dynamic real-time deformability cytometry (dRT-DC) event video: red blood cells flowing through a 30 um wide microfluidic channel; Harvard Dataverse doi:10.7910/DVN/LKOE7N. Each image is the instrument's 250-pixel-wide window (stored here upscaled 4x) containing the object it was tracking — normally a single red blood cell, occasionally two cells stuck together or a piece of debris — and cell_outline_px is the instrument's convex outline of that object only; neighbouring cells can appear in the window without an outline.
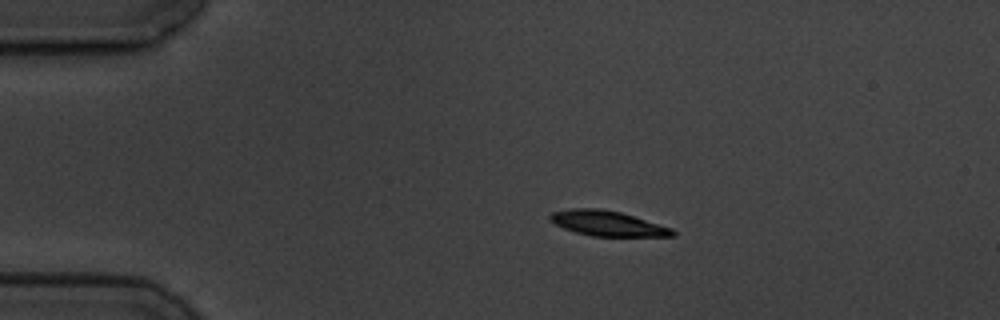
{"species": "common noctule bat (a hibernating species)", "species_latin": "Nyctalus noctula", "temperature_condition": "cold", "stored_images_in_passage": 9, "camera_frame_rate_fps": 3000, "um_per_image_px": 0.085, "animal": {"sex": "male", "body_mass_g": 19.5, "forearm_length_mm": 54.6}, "frame": {"image": 1, "passage_image": 1, "time_ms": 0.0, "image_size_px": [1000, 320], "cell_outline_px": [[676, 236], [592, 236], [576, 232], [564, 228], [556, 224], [548, 216], [552, 212], [572, 208], [600, 208], [620, 212], [672, 228], [676, 232]], "centroid_in_image_um": [51.65, 18.98], "position_along_channel_um": 33.4, "area_um2": 17.74}}
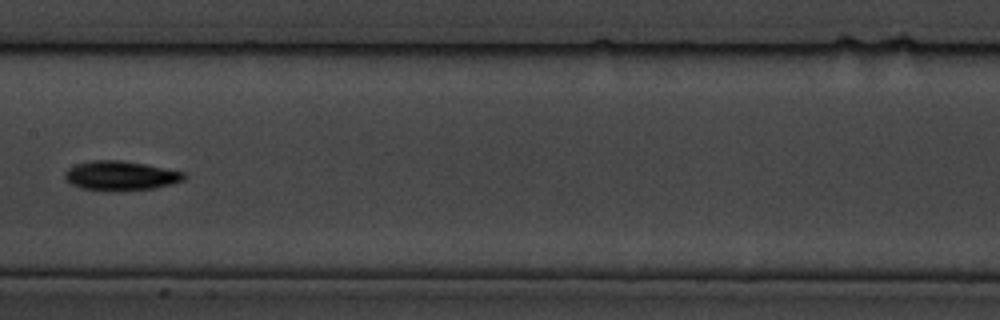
{"frame": {"image": 2, "passage_image": 6, "time_ms": 6.0, "image_size_px": [1000, 320], "cell_outline_px": [[188, 176], [184, 180], [172, 184], [156, 188], [80, 188], [72, 184], [64, 176], [64, 172], [68, 168], [76, 164], [92, 160], [120, 160], [144, 164], [184, 172]], "centroid_in_image_um": [10.28, 14.88], "position_along_channel_um": 197.1, "area_um2": 19.54}}
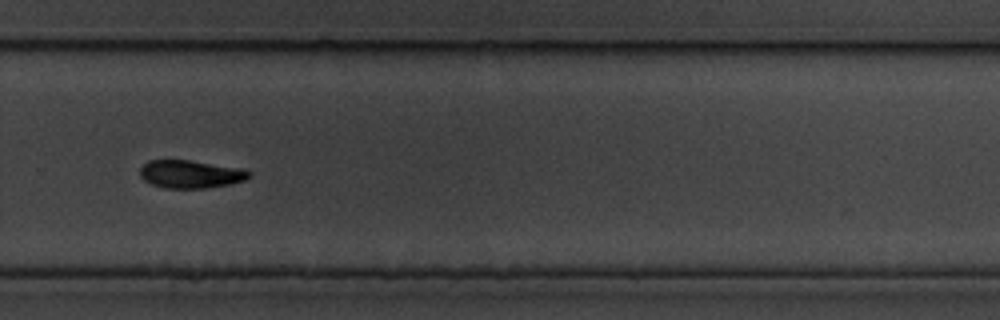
{"frame": {"image": 3, "passage_image": 9, "time_ms": 9.333, "image_size_px": [1000, 320], "cell_outline_px": [[252, 176], [244, 180], [228, 184], [208, 188], [164, 188], [152, 184], [144, 180], [140, 176], [140, 168], [148, 160], [188, 160], [244, 168], [252, 172]], "centroid_in_image_um": [16.22, 14.8], "position_along_channel_um": 313.6, "area_um2": 17.86}}